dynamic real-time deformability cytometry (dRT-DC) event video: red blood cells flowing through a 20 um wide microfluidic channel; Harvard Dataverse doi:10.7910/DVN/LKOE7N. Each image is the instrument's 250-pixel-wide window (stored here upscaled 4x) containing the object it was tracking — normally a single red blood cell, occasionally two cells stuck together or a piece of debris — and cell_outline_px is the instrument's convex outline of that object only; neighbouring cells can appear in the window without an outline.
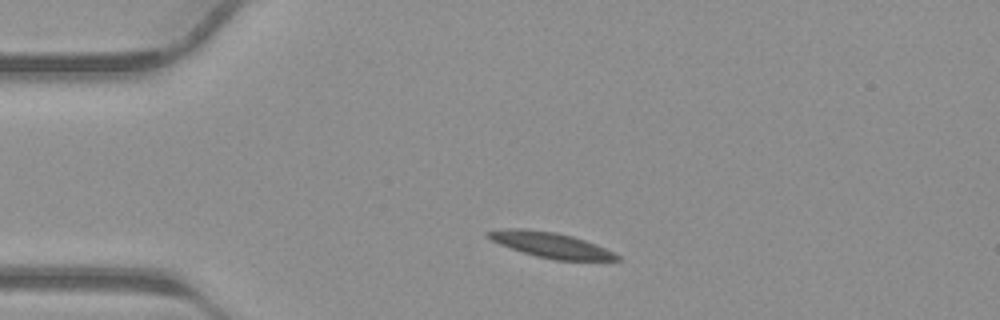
{"species": "common noctule bat (a hibernating species)", "species_latin": "Nyctalus noctula", "temperature_condition": "warm", "stored_images_in_passage": 31, "camera_frame_rate_fps": 3000, "um_per_image_px": 0.085, "animal": {"sex": "male", "body_mass_g": 23.1, "forearm_length_mm": 52.7}, "frame": {"image": 1, "passage_image": 3, "time_ms": 0.667, "image_size_px": [1000, 320], "cell_outline_px": [[620, 260], [556, 260], [536, 256], [500, 244], [492, 240], [484, 232], [508, 228], [520, 228], [552, 232], [572, 236], [584, 240], [604, 248], [620, 256]], "centroid_in_image_um": [46.8, 20.82], "position_along_channel_um": 38.2, "area_um2": 18.5}}
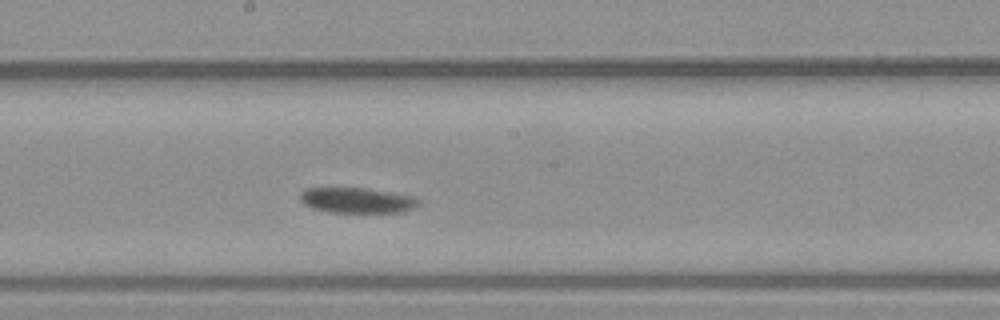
{"frame": {"image": 2, "passage_image": 16, "time_ms": 5.0, "image_size_px": [1000, 320], "cell_outline_px": [[420, 204], [404, 212], [332, 212], [316, 208], [304, 204], [300, 200], [300, 192], [308, 188], [364, 188], [416, 196], [420, 200]], "centroid_in_image_um": [30.4, 17.02], "position_along_channel_um": 217.8, "area_um2": 17.4}}
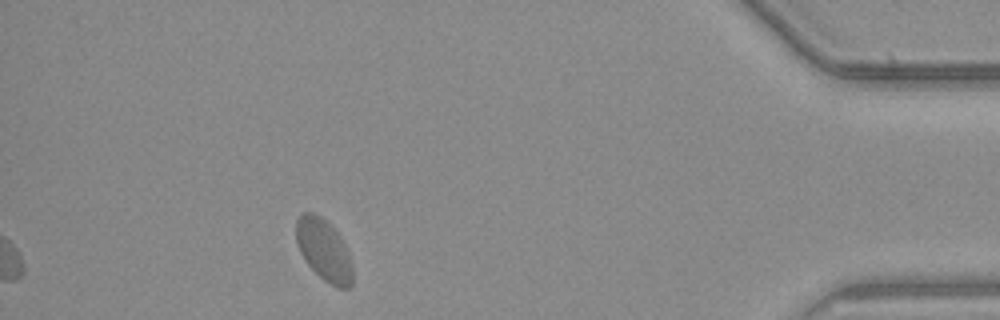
{"frame": {"image": 3, "passage_image": 31, "time_ms": 10.0, "image_size_px": [1000, 320], "cell_outline_px": [[352, 284], [348, 288], [336, 288], [324, 280], [308, 264], [300, 252], [296, 240], [296, 220], [300, 212], [312, 212], [320, 216], [332, 224], [336, 228], [348, 252], [352, 264]], "centroid_in_image_um": [27.53, 21.21], "position_along_channel_um": 407.7, "area_um2": 20.46}}